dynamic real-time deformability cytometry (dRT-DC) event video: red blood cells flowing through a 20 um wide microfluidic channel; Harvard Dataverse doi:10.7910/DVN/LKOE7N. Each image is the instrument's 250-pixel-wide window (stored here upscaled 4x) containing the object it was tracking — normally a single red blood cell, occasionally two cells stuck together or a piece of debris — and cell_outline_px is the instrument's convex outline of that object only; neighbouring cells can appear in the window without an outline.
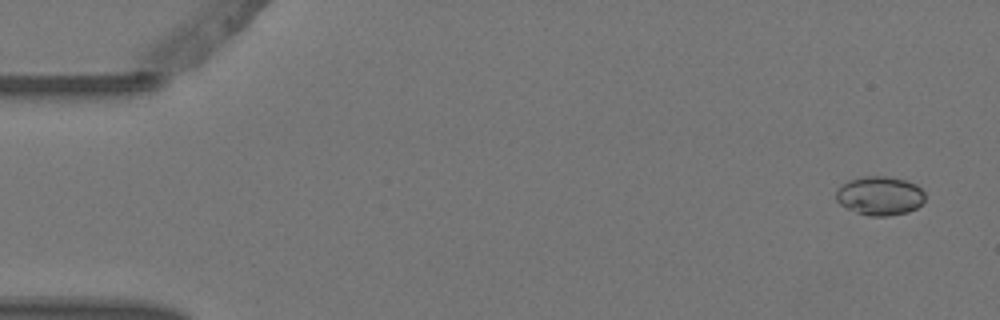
{"species": "Egyptian fruit bat (a non-hibernating species)", "species_latin": "Rousettus aegyptiacus", "temperature_condition": "warm", "stored_images_in_passage": 6, "camera_frame_rate_fps": 3000, "um_per_image_px": 0.085, "animal": {"sex": "female"}, "frame": {"image": 1, "passage_image": 1, "time_ms": 0.0, "image_size_px": [1000, 320], "cell_outline_px": [[924, 200], [916, 208], [908, 212], [888, 216], [868, 216], [856, 212], [840, 204], [836, 200], [836, 188], [840, 184], [848, 180], [864, 176], [888, 176], [908, 180], [916, 184], [924, 192]], "centroid_in_image_um": [74.76, 16.62], "position_along_channel_um": 10.2, "area_um2": 20.4}}
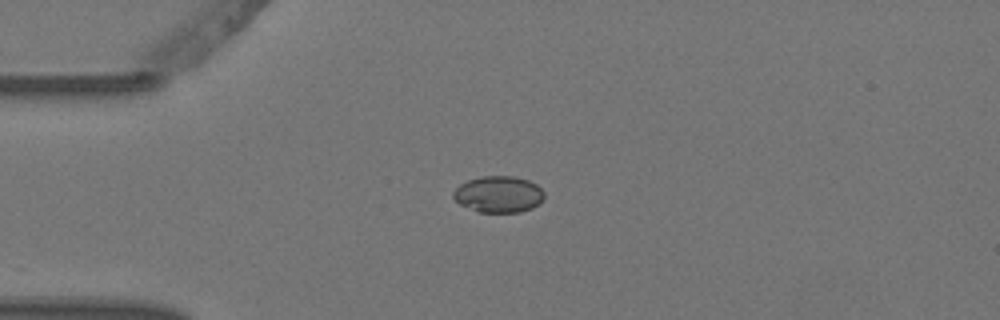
{"frame": {"image": 2, "passage_image": 4, "time_ms": 1.0, "image_size_px": [1000, 320], "cell_outline_px": [[544, 196], [540, 204], [532, 208], [520, 212], [476, 212], [460, 204], [452, 196], [452, 192], [460, 184], [468, 180], [480, 176], [512, 176], [528, 180], [536, 184], [544, 192]], "centroid_in_image_um": [42.37, 16.52], "position_along_channel_um": 42.6, "area_um2": 19.42}}
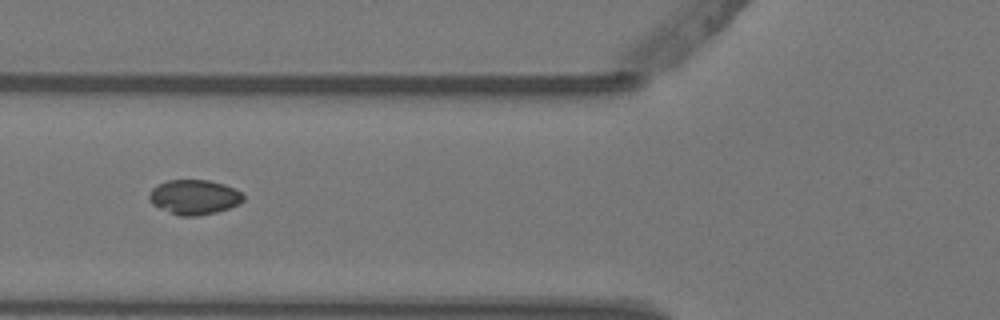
{"frame": {"image": 3, "passage_image": 6, "time_ms": 1.667, "image_size_px": [1000, 320], "cell_outline_px": [[244, 200], [240, 204], [216, 212], [196, 216], [180, 216], [168, 212], [152, 204], [148, 200], [148, 192], [156, 184], [168, 180], [208, 180], [224, 184], [240, 192], [244, 196]], "centroid_in_image_um": [16.47, 16.75], "position_along_channel_um": 109.3, "area_um2": 19.19}}